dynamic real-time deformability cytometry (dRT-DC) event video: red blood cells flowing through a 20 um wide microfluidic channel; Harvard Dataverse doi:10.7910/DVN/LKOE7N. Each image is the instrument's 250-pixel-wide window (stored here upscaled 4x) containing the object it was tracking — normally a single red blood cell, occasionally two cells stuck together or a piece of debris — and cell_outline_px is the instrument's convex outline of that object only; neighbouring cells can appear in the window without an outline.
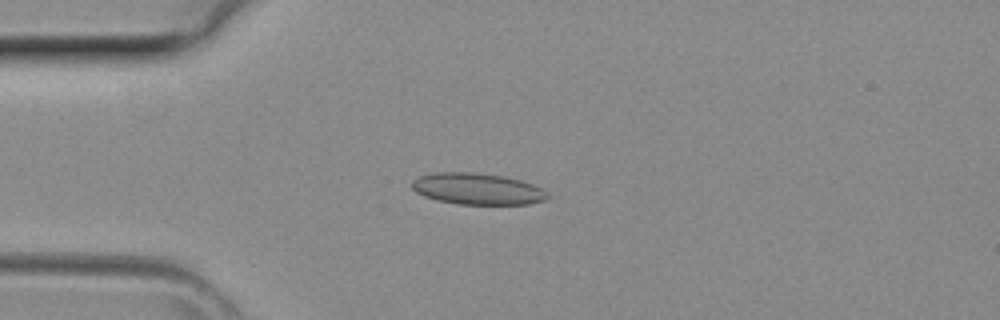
{"species": "common noctule bat (a hibernating species)", "species_latin": "Nyctalus noctula", "temperature_condition": "room temperature", "stored_images_in_passage": 33, "camera_frame_rate_fps": 3000, "um_per_image_px": 0.085, "animal": {"sex": "female", "body_mass_g": 29.2, "forearm_length_mm": 56.3}, "frame": {"image": 1, "passage_image": 2, "time_ms": 0.333, "image_size_px": [1000, 320], "cell_outline_px": [[552, 196], [544, 200], [528, 204], [456, 204], [436, 200], [424, 196], [416, 192], [412, 188], [412, 180], [420, 176], [432, 172], [472, 172], [504, 176], [520, 180], [532, 184], [540, 188]], "centroid_in_image_um": [40.56, 16.05], "position_along_channel_um": 44.4, "area_um2": 24.91}}
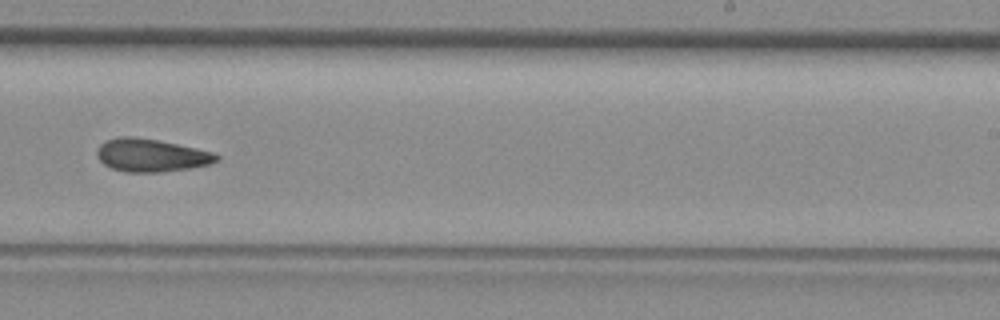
{"frame": {"image": 2, "passage_image": 17, "time_ms": 5.333, "image_size_px": [1000, 320], "cell_outline_px": [[220, 160], [212, 164], [188, 168], [160, 172], [124, 172], [112, 168], [104, 164], [96, 156], [96, 152], [100, 144], [104, 140], [120, 136], [132, 136], [156, 140], [196, 148], [212, 152], [220, 156]], "centroid_in_image_um": [12.83, 13.2], "position_along_channel_um": 276.2, "area_um2": 22.95}}
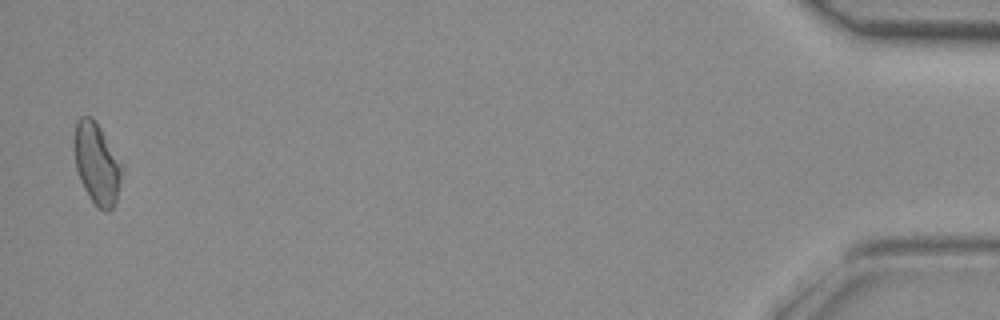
{"frame": {"image": 3, "passage_image": 32, "time_ms": 10.333, "image_size_px": [1000, 320], "cell_outline_px": [[124, 168], [116, 200], [112, 208], [108, 212], [104, 212], [88, 196], [80, 180], [76, 168], [76, 120], [80, 116], [92, 116], [124, 164]], "centroid_in_image_um": [8.28, 13.92], "position_along_channel_um": 426.9, "area_um2": 22.37}}